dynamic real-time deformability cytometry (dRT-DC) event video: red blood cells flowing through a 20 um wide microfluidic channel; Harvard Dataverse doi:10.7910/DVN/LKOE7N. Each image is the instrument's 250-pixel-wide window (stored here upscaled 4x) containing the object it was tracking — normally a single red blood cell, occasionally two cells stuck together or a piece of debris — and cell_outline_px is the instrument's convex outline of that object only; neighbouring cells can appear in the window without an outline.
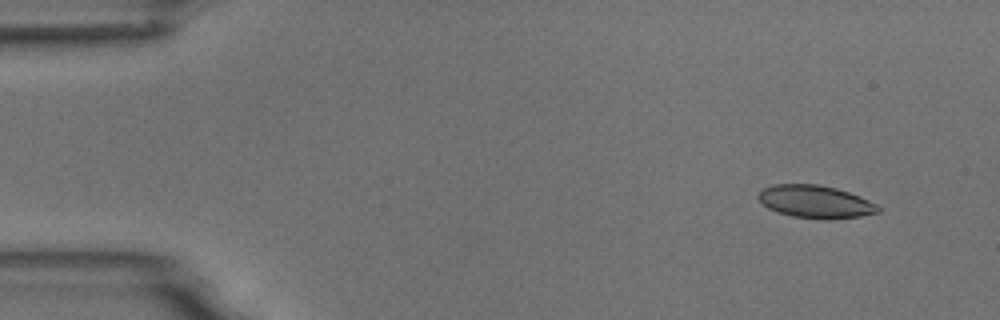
{"species": "common noctule bat (a hibernating species)", "species_latin": "Nyctalus noctula", "temperature_condition": "room temperature", "stored_images_in_passage": 8, "camera_frame_rate_fps": 3000, "um_per_image_px": 0.085, "animal": {"sex": "male", "body_mass_g": 18.8}, "frame": {"image": 1, "passage_image": 2, "time_ms": 0.333, "image_size_px": [1000, 320], "cell_outline_px": [[880, 212], [860, 216], [828, 220], [824, 220], [792, 216], [768, 208], [756, 196], [764, 188], [776, 184], [816, 184], [836, 188], [860, 196], [876, 204], [880, 208]], "centroid_in_image_um": [69.33, 17.15], "position_along_channel_um": 15.7, "area_um2": 22.72}}
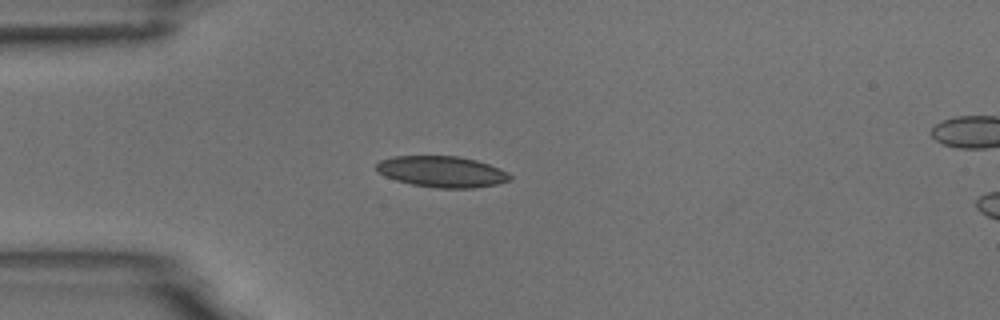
{"frame": {"image": 2, "passage_image": 5, "time_ms": 1.333, "image_size_px": [1000, 320], "cell_outline_px": [[512, 180], [496, 184], [472, 188], [436, 188], [412, 184], [396, 180], [384, 176], [376, 168], [376, 164], [380, 160], [392, 156], [456, 156], [476, 160], [500, 168], [508, 172], [512, 176]], "centroid_in_image_um": [37.58, 14.59], "position_along_channel_um": 47.4, "area_um2": 24.22}}